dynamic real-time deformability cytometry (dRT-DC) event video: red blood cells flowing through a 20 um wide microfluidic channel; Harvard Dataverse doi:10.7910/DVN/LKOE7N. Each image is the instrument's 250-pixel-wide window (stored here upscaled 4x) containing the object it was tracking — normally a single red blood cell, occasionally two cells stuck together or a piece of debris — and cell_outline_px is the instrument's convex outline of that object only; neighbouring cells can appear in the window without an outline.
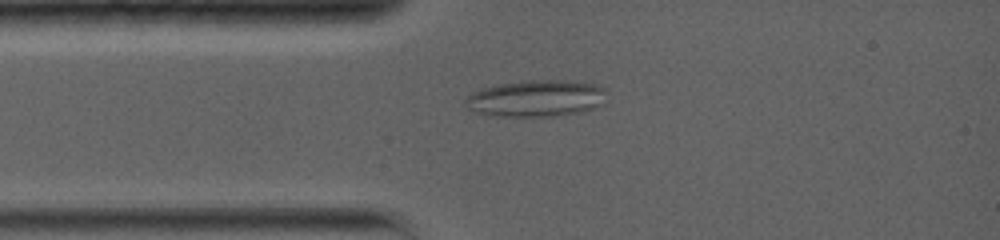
{"species": "common noctule bat (a hibernating species)", "species_latin": "Nyctalus noctula", "temperature_condition": "warm", "stored_images_in_passage": 17, "camera_frame_rate_fps": 5000, "um_per_image_px": 0.085, "animal": {"sex": "female", "body_mass_g": 19.0, "forearm_length_mm": 56.7}, "frame": {"image": 1, "passage_image": 5, "time_ms": 2.6, "image_size_px": [1000, 240], "cell_outline_px": [[604, 88], [600, 104], [584, 112], [552, 116], [492, 116], [476, 112], [468, 108], [464, 104], [464, 100], [468, 96], [484, 88], [500, 84], [532, 80], [564, 80], [596, 84]], "centroid_in_image_um": [45.54, 8.37], "position_along_channel_um": 39.5, "area_um2": 29.71}}
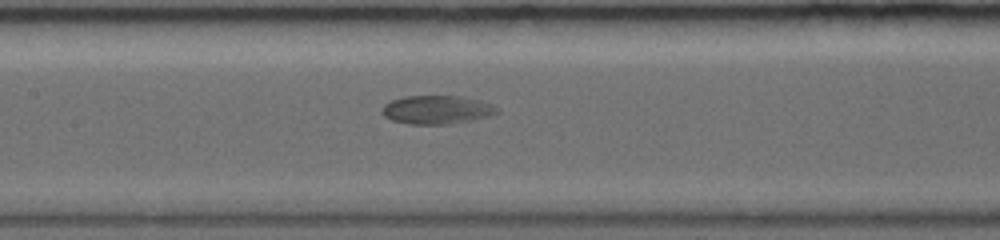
{"frame": {"image": 2, "passage_image": 13, "time_ms": 6.4, "image_size_px": [1000, 240], "cell_outline_px": [[500, 112], [488, 116], [448, 124], [408, 124], [392, 120], [384, 116], [380, 112], [380, 108], [384, 104], [392, 100], [404, 96], [460, 96], [480, 100], [496, 104], [500, 108]], "centroid_in_image_um": [37.14, 9.32], "position_along_channel_um": 170.3, "area_um2": 19.31}}
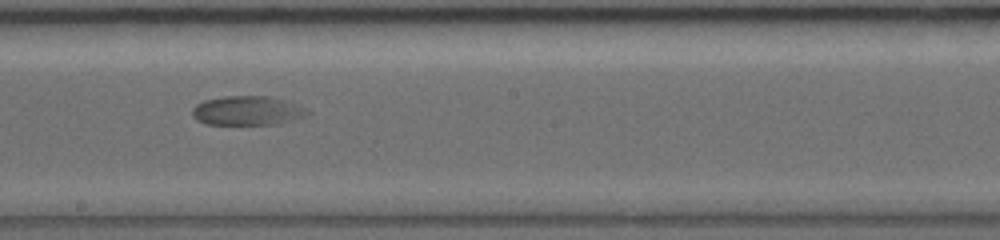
{"frame": {"image": 3, "passage_image": 16, "time_ms": 8.0, "image_size_px": [1000, 240], "cell_outline_px": [[312, 112], [308, 116], [280, 124], [204, 124], [196, 120], [192, 116], [192, 108], [196, 104], [204, 100], [224, 96], [268, 96], [284, 100], [308, 108]], "centroid_in_image_um": [21.06, 9.41], "position_along_channel_um": 227.1, "area_um2": 19.94}}